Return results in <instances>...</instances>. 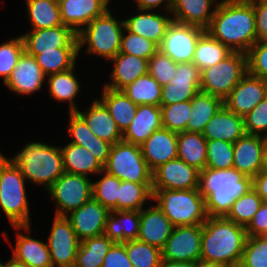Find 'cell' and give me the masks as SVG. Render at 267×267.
<instances>
[{"label": "cell", "instance_id": "obj_65", "mask_svg": "<svg viewBox=\"0 0 267 267\" xmlns=\"http://www.w3.org/2000/svg\"><path fill=\"white\" fill-rule=\"evenodd\" d=\"M0 267H3V263L1 262V260H0Z\"/></svg>", "mask_w": 267, "mask_h": 267}, {"label": "cell", "instance_id": "obj_40", "mask_svg": "<svg viewBox=\"0 0 267 267\" xmlns=\"http://www.w3.org/2000/svg\"><path fill=\"white\" fill-rule=\"evenodd\" d=\"M121 91L136 105H161L162 86L149 73L138 77Z\"/></svg>", "mask_w": 267, "mask_h": 267}, {"label": "cell", "instance_id": "obj_43", "mask_svg": "<svg viewBox=\"0 0 267 267\" xmlns=\"http://www.w3.org/2000/svg\"><path fill=\"white\" fill-rule=\"evenodd\" d=\"M77 56L78 48H56V51L37 54L35 59L47 77L73 68Z\"/></svg>", "mask_w": 267, "mask_h": 267}, {"label": "cell", "instance_id": "obj_21", "mask_svg": "<svg viewBox=\"0 0 267 267\" xmlns=\"http://www.w3.org/2000/svg\"><path fill=\"white\" fill-rule=\"evenodd\" d=\"M45 78L35 57L24 52L4 84L15 94L25 96L39 92L46 81Z\"/></svg>", "mask_w": 267, "mask_h": 267}, {"label": "cell", "instance_id": "obj_49", "mask_svg": "<svg viewBox=\"0 0 267 267\" xmlns=\"http://www.w3.org/2000/svg\"><path fill=\"white\" fill-rule=\"evenodd\" d=\"M239 267H267L265 236H247Z\"/></svg>", "mask_w": 267, "mask_h": 267}, {"label": "cell", "instance_id": "obj_28", "mask_svg": "<svg viewBox=\"0 0 267 267\" xmlns=\"http://www.w3.org/2000/svg\"><path fill=\"white\" fill-rule=\"evenodd\" d=\"M216 1L217 0H173L170 12L173 20L176 22L197 26L206 30L210 25L217 7L216 4L218 3H216Z\"/></svg>", "mask_w": 267, "mask_h": 267}, {"label": "cell", "instance_id": "obj_14", "mask_svg": "<svg viewBox=\"0 0 267 267\" xmlns=\"http://www.w3.org/2000/svg\"><path fill=\"white\" fill-rule=\"evenodd\" d=\"M199 178L200 170L177 157L152 172V189H196L199 187Z\"/></svg>", "mask_w": 267, "mask_h": 267}, {"label": "cell", "instance_id": "obj_26", "mask_svg": "<svg viewBox=\"0 0 267 267\" xmlns=\"http://www.w3.org/2000/svg\"><path fill=\"white\" fill-rule=\"evenodd\" d=\"M87 123L90 131L112 145L121 141L123 133L118 128L105 105L98 99L92 101L85 111H76Z\"/></svg>", "mask_w": 267, "mask_h": 267}, {"label": "cell", "instance_id": "obj_25", "mask_svg": "<svg viewBox=\"0 0 267 267\" xmlns=\"http://www.w3.org/2000/svg\"><path fill=\"white\" fill-rule=\"evenodd\" d=\"M246 134L244 117L236 115L224 105L206 124L202 135L206 140H224L234 143Z\"/></svg>", "mask_w": 267, "mask_h": 267}, {"label": "cell", "instance_id": "obj_6", "mask_svg": "<svg viewBox=\"0 0 267 267\" xmlns=\"http://www.w3.org/2000/svg\"><path fill=\"white\" fill-rule=\"evenodd\" d=\"M153 200L173 226L203 224L207 219L205 201L199 189H152Z\"/></svg>", "mask_w": 267, "mask_h": 267}, {"label": "cell", "instance_id": "obj_17", "mask_svg": "<svg viewBox=\"0 0 267 267\" xmlns=\"http://www.w3.org/2000/svg\"><path fill=\"white\" fill-rule=\"evenodd\" d=\"M267 97V81L247 73L223 100V105L236 115L245 117Z\"/></svg>", "mask_w": 267, "mask_h": 267}, {"label": "cell", "instance_id": "obj_24", "mask_svg": "<svg viewBox=\"0 0 267 267\" xmlns=\"http://www.w3.org/2000/svg\"><path fill=\"white\" fill-rule=\"evenodd\" d=\"M136 10H138L137 14L124 20L125 28L132 33L153 41L159 46L169 24L173 21L172 15H170L171 12H167V15H164L161 12L153 13L152 10Z\"/></svg>", "mask_w": 267, "mask_h": 267}, {"label": "cell", "instance_id": "obj_45", "mask_svg": "<svg viewBox=\"0 0 267 267\" xmlns=\"http://www.w3.org/2000/svg\"><path fill=\"white\" fill-rule=\"evenodd\" d=\"M103 177L93 181L92 198L109 211H117V198H119V188L121 180L112 176L104 170L99 173Z\"/></svg>", "mask_w": 267, "mask_h": 267}, {"label": "cell", "instance_id": "obj_3", "mask_svg": "<svg viewBox=\"0 0 267 267\" xmlns=\"http://www.w3.org/2000/svg\"><path fill=\"white\" fill-rule=\"evenodd\" d=\"M247 234L226 217H207L202 224L200 264H240Z\"/></svg>", "mask_w": 267, "mask_h": 267}, {"label": "cell", "instance_id": "obj_60", "mask_svg": "<svg viewBox=\"0 0 267 267\" xmlns=\"http://www.w3.org/2000/svg\"><path fill=\"white\" fill-rule=\"evenodd\" d=\"M160 267H200V264L192 262H171L162 260Z\"/></svg>", "mask_w": 267, "mask_h": 267}, {"label": "cell", "instance_id": "obj_63", "mask_svg": "<svg viewBox=\"0 0 267 267\" xmlns=\"http://www.w3.org/2000/svg\"><path fill=\"white\" fill-rule=\"evenodd\" d=\"M200 267H239V266L233 264L215 263V264H200Z\"/></svg>", "mask_w": 267, "mask_h": 267}, {"label": "cell", "instance_id": "obj_53", "mask_svg": "<svg viewBox=\"0 0 267 267\" xmlns=\"http://www.w3.org/2000/svg\"><path fill=\"white\" fill-rule=\"evenodd\" d=\"M248 73L267 81V40L257 41L247 53Z\"/></svg>", "mask_w": 267, "mask_h": 267}, {"label": "cell", "instance_id": "obj_47", "mask_svg": "<svg viewBox=\"0 0 267 267\" xmlns=\"http://www.w3.org/2000/svg\"><path fill=\"white\" fill-rule=\"evenodd\" d=\"M160 107L163 128L176 133L187 131V123L192 112L191 101Z\"/></svg>", "mask_w": 267, "mask_h": 267}, {"label": "cell", "instance_id": "obj_51", "mask_svg": "<svg viewBox=\"0 0 267 267\" xmlns=\"http://www.w3.org/2000/svg\"><path fill=\"white\" fill-rule=\"evenodd\" d=\"M207 168L228 169L233 167V143L224 140H207Z\"/></svg>", "mask_w": 267, "mask_h": 267}, {"label": "cell", "instance_id": "obj_57", "mask_svg": "<svg viewBox=\"0 0 267 267\" xmlns=\"http://www.w3.org/2000/svg\"><path fill=\"white\" fill-rule=\"evenodd\" d=\"M257 41L267 40V3L253 5Z\"/></svg>", "mask_w": 267, "mask_h": 267}, {"label": "cell", "instance_id": "obj_54", "mask_svg": "<svg viewBox=\"0 0 267 267\" xmlns=\"http://www.w3.org/2000/svg\"><path fill=\"white\" fill-rule=\"evenodd\" d=\"M244 124L246 134L267 137V97L244 117Z\"/></svg>", "mask_w": 267, "mask_h": 267}, {"label": "cell", "instance_id": "obj_20", "mask_svg": "<svg viewBox=\"0 0 267 267\" xmlns=\"http://www.w3.org/2000/svg\"><path fill=\"white\" fill-rule=\"evenodd\" d=\"M266 137L245 134L233 143V167L251 178L255 177L263 166V151Z\"/></svg>", "mask_w": 267, "mask_h": 267}, {"label": "cell", "instance_id": "obj_12", "mask_svg": "<svg viewBox=\"0 0 267 267\" xmlns=\"http://www.w3.org/2000/svg\"><path fill=\"white\" fill-rule=\"evenodd\" d=\"M47 239L53 267H74L80 240L66 216L55 215Z\"/></svg>", "mask_w": 267, "mask_h": 267}, {"label": "cell", "instance_id": "obj_10", "mask_svg": "<svg viewBox=\"0 0 267 267\" xmlns=\"http://www.w3.org/2000/svg\"><path fill=\"white\" fill-rule=\"evenodd\" d=\"M93 181L89 176L64 172L47 190L55 201V215L66 216L92 198Z\"/></svg>", "mask_w": 267, "mask_h": 267}, {"label": "cell", "instance_id": "obj_18", "mask_svg": "<svg viewBox=\"0 0 267 267\" xmlns=\"http://www.w3.org/2000/svg\"><path fill=\"white\" fill-rule=\"evenodd\" d=\"M109 210L91 198L66 217L70 220L73 230L80 241L103 235Z\"/></svg>", "mask_w": 267, "mask_h": 267}, {"label": "cell", "instance_id": "obj_13", "mask_svg": "<svg viewBox=\"0 0 267 267\" xmlns=\"http://www.w3.org/2000/svg\"><path fill=\"white\" fill-rule=\"evenodd\" d=\"M205 30L188 24L172 21L159 45V50L176 63L192 62L200 35Z\"/></svg>", "mask_w": 267, "mask_h": 267}, {"label": "cell", "instance_id": "obj_23", "mask_svg": "<svg viewBox=\"0 0 267 267\" xmlns=\"http://www.w3.org/2000/svg\"><path fill=\"white\" fill-rule=\"evenodd\" d=\"M168 217L155 204L140 210L138 240L162 249L173 229Z\"/></svg>", "mask_w": 267, "mask_h": 267}, {"label": "cell", "instance_id": "obj_9", "mask_svg": "<svg viewBox=\"0 0 267 267\" xmlns=\"http://www.w3.org/2000/svg\"><path fill=\"white\" fill-rule=\"evenodd\" d=\"M103 170L121 181L152 183V171L143 157L141 146L123 140L111 146Z\"/></svg>", "mask_w": 267, "mask_h": 267}, {"label": "cell", "instance_id": "obj_30", "mask_svg": "<svg viewBox=\"0 0 267 267\" xmlns=\"http://www.w3.org/2000/svg\"><path fill=\"white\" fill-rule=\"evenodd\" d=\"M68 134L71 143L89 150L103 165L106 163L112 144L95 136L84 119L76 112H69Z\"/></svg>", "mask_w": 267, "mask_h": 267}, {"label": "cell", "instance_id": "obj_1", "mask_svg": "<svg viewBox=\"0 0 267 267\" xmlns=\"http://www.w3.org/2000/svg\"><path fill=\"white\" fill-rule=\"evenodd\" d=\"M206 31L232 52L247 54L257 42L253 5L243 0H221Z\"/></svg>", "mask_w": 267, "mask_h": 267}, {"label": "cell", "instance_id": "obj_52", "mask_svg": "<svg viewBox=\"0 0 267 267\" xmlns=\"http://www.w3.org/2000/svg\"><path fill=\"white\" fill-rule=\"evenodd\" d=\"M177 63L168 55L158 50L148 60V73L161 85L168 84L174 77Z\"/></svg>", "mask_w": 267, "mask_h": 267}, {"label": "cell", "instance_id": "obj_31", "mask_svg": "<svg viewBox=\"0 0 267 267\" xmlns=\"http://www.w3.org/2000/svg\"><path fill=\"white\" fill-rule=\"evenodd\" d=\"M140 211H110L105 223L104 235L114 243L135 240L139 235Z\"/></svg>", "mask_w": 267, "mask_h": 267}, {"label": "cell", "instance_id": "obj_38", "mask_svg": "<svg viewBox=\"0 0 267 267\" xmlns=\"http://www.w3.org/2000/svg\"><path fill=\"white\" fill-rule=\"evenodd\" d=\"M113 244L104 234L80 241L74 267H102L104 257Z\"/></svg>", "mask_w": 267, "mask_h": 267}, {"label": "cell", "instance_id": "obj_46", "mask_svg": "<svg viewBox=\"0 0 267 267\" xmlns=\"http://www.w3.org/2000/svg\"><path fill=\"white\" fill-rule=\"evenodd\" d=\"M262 203L263 200L261 197L251 189L248 193L234 201L226 218L238 225L246 227Z\"/></svg>", "mask_w": 267, "mask_h": 267}, {"label": "cell", "instance_id": "obj_44", "mask_svg": "<svg viewBox=\"0 0 267 267\" xmlns=\"http://www.w3.org/2000/svg\"><path fill=\"white\" fill-rule=\"evenodd\" d=\"M125 249L133 267H160L161 249L138 239L125 242Z\"/></svg>", "mask_w": 267, "mask_h": 267}, {"label": "cell", "instance_id": "obj_22", "mask_svg": "<svg viewBox=\"0 0 267 267\" xmlns=\"http://www.w3.org/2000/svg\"><path fill=\"white\" fill-rule=\"evenodd\" d=\"M143 157L153 172L160 165L177 158V133L161 128L141 145Z\"/></svg>", "mask_w": 267, "mask_h": 267}, {"label": "cell", "instance_id": "obj_35", "mask_svg": "<svg viewBox=\"0 0 267 267\" xmlns=\"http://www.w3.org/2000/svg\"><path fill=\"white\" fill-rule=\"evenodd\" d=\"M207 140L199 132L177 133V157L189 166L203 170L207 165Z\"/></svg>", "mask_w": 267, "mask_h": 267}, {"label": "cell", "instance_id": "obj_19", "mask_svg": "<svg viewBox=\"0 0 267 267\" xmlns=\"http://www.w3.org/2000/svg\"><path fill=\"white\" fill-rule=\"evenodd\" d=\"M111 0H58L62 24L76 34L109 10Z\"/></svg>", "mask_w": 267, "mask_h": 267}, {"label": "cell", "instance_id": "obj_4", "mask_svg": "<svg viewBox=\"0 0 267 267\" xmlns=\"http://www.w3.org/2000/svg\"><path fill=\"white\" fill-rule=\"evenodd\" d=\"M20 168L3 154L0 156V208L18 231L30 233L31 218L26 182Z\"/></svg>", "mask_w": 267, "mask_h": 267}, {"label": "cell", "instance_id": "obj_56", "mask_svg": "<svg viewBox=\"0 0 267 267\" xmlns=\"http://www.w3.org/2000/svg\"><path fill=\"white\" fill-rule=\"evenodd\" d=\"M247 236H265L267 233V203L263 202L245 227Z\"/></svg>", "mask_w": 267, "mask_h": 267}, {"label": "cell", "instance_id": "obj_34", "mask_svg": "<svg viewBox=\"0 0 267 267\" xmlns=\"http://www.w3.org/2000/svg\"><path fill=\"white\" fill-rule=\"evenodd\" d=\"M100 101L105 105L118 128L124 133L133 121L138 105L134 104L121 90L102 88Z\"/></svg>", "mask_w": 267, "mask_h": 267}, {"label": "cell", "instance_id": "obj_48", "mask_svg": "<svg viewBox=\"0 0 267 267\" xmlns=\"http://www.w3.org/2000/svg\"><path fill=\"white\" fill-rule=\"evenodd\" d=\"M124 31L121 37L119 53H126L149 60L159 50V46L153 41L132 33L126 28Z\"/></svg>", "mask_w": 267, "mask_h": 267}, {"label": "cell", "instance_id": "obj_39", "mask_svg": "<svg viewBox=\"0 0 267 267\" xmlns=\"http://www.w3.org/2000/svg\"><path fill=\"white\" fill-rule=\"evenodd\" d=\"M31 30H40L63 25L57 0H25Z\"/></svg>", "mask_w": 267, "mask_h": 267}, {"label": "cell", "instance_id": "obj_55", "mask_svg": "<svg viewBox=\"0 0 267 267\" xmlns=\"http://www.w3.org/2000/svg\"><path fill=\"white\" fill-rule=\"evenodd\" d=\"M102 267H133L124 243H114L104 257Z\"/></svg>", "mask_w": 267, "mask_h": 267}, {"label": "cell", "instance_id": "obj_11", "mask_svg": "<svg viewBox=\"0 0 267 267\" xmlns=\"http://www.w3.org/2000/svg\"><path fill=\"white\" fill-rule=\"evenodd\" d=\"M202 224L174 226L161 249L162 260L200 264Z\"/></svg>", "mask_w": 267, "mask_h": 267}, {"label": "cell", "instance_id": "obj_7", "mask_svg": "<svg viewBox=\"0 0 267 267\" xmlns=\"http://www.w3.org/2000/svg\"><path fill=\"white\" fill-rule=\"evenodd\" d=\"M124 29V19H115L109 9L77 33L78 54L86 44L87 54L111 60L120 51Z\"/></svg>", "mask_w": 267, "mask_h": 267}, {"label": "cell", "instance_id": "obj_15", "mask_svg": "<svg viewBox=\"0 0 267 267\" xmlns=\"http://www.w3.org/2000/svg\"><path fill=\"white\" fill-rule=\"evenodd\" d=\"M173 79L162 86L161 105L191 101L201 91L200 70L193 62L177 63Z\"/></svg>", "mask_w": 267, "mask_h": 267}, {"label": "cell", "instance_id": "obj_16", "mask_svg": "<svg viewBox=\"0 0 267 267\" xmlns=\"http://www.w3.org/2000/svg\"><path fill=\"white\" fill-rule=\"evenodd\" d=\"M21 36L25 52L34 57L43 52L56 51V48H78L77 34L65 25L29 30Z\"/></svg>", "mask_w": 267, "mask_h": 267}, {"label": "cell", "instance_id": "obj_33", "mask_svg": "<svg viewBox=\"0 0 267 267\" xmlns=\"http://www.w3.org/2000/svg\"><path fill=\"white\" fill-rule=\"evenodd\" d=\"M64 172L88 176L103 171V164L83 146L69 142L60 147Z\"/></svg>", "mask_w": 267, "mask_h": 267}, {"label": "cell", "instance_id": "obj_27", "mask_svg": "<svg viewBox=\"0 0 267 267\" xmlns=\"http://www.w3.org/2000/svg\"><path fill=\"white\" fill-rule=\"evenodd\" d=\"M163 128L161 107L155 105H138L136 115L122 140L141 146L156 130Z\"/></svg>", "mask_w": 267, "mask_h": 267}, {"label": "cell", "instance_id": "obj_32", "mask_svg": "<svg viewBox=\"0 0 267 267\" xmlns=\"http://www.w3.org/2000/svg\"><path fill=\"white\" fill-rule=\"evenodd\" d=\"M16 233V245L11 246L12 257L27 267H53L47 242L34 239L21 231Z\"/></svg>", "mask_w": 267, "mask_h": 267}, {"label": "cell", "instance_id": "obj_58", "mask_svg": "<svg viewBox=\"0 0 267 267\" xmlns=\"http://www.w3.org/2000/svg\"><path fill=\"white\" fill-rule=\"evenodd\" d=\"M137 4V9H142V10H154L160 6H164L161 9H165L164 12H170L172 5H173V0H134Z\"/></svg>", "mask_w": 267, "mask_h": 267}, {"label": "cell", "instance_id": "obj_62", "mask_svg": "<svg viewBox=\"0 0 267 267\" xmlns=\"http://www.w3.org/2000/svg\"><path fill=\"white\" fill-rule=\"evenodd\" d=\"M261 171L267 174V137L263 151V166Z\"/></svg>", "mask_w": 267, "mask_h": 267}, {"label": "cell", "instance_id": "obj_8", "mask_svg": "<svg viewBox=\"0 0 267 267\" xmlns=\"http://www.w3.org/2000/svg\"><path fill=\"white\" fill-rule=\"evenodd\" d=\"M247 73V54L231 52L222 61L200 71V90L224 100Z\"/></svg>", "mask_w": 267, "mask_h": 267}, {"label": "cell", "instance_id": "obj_29", "mask_svg": "<svg viewBox=\"0 0 267 267\" xmlns=\"http://www.w3.org/2000/svg\"><path fill=\"white\" fill-rule=\"evenodd\" d=\"M110 61L114 65L109 77L111 82L105 83L103 87L122 90L138 77L148 73V60L134 55L118 53Z\"/></svg>", "mask_w": 267, "mask_h": 267}, {"label": "cell", "instance_id": "obj_59", "mask_svg": "<svg viewBox=\"0 0 267 267\" xmlns=\"http://www.w3.org/2000/svg\"><path fill=\"white\" fill-rule=\"evenodd\" d=\"M252 189L267 203V174L260 171L252 178Z\"/></svg>", "mask_w": 267, "mask_h": 267}, {"label": "cell", "instance_id": "obj_61", "mask_svg": "<svg viewBox=\"0 0 267 267\" xmlns=\"http://www.w3.org/2000/svg\"><path fill=\"white\" fill-rule=\"evenodd\" d=\"M3 267H27L20 261H17L14 257H11L7 262H3Z\"/></svg>", "mask_w": 267, "mask_h": 267}, {"label": "cell", "instance_id": "obj_64", "mask_svg": "<svg viewBox=\"0 0 267 267\" xmlns=\"http://www.w3.org/2000/svg\"><path fill=\"white\" fill-rule=\"evenodd\" d=\"M243 1L251 5L267 3V0H243Z\"/></svg>", "mask_w": 267, "mask_h": 267}, {"label": "cell", "instance_id": "obj_36", "mask_svg": "<svg viewBox=\"0 0 267 267\" xmlns=\"http://www.w3.org/2000/svg\"><path fill=\"white\" fill-rule=\"evenodd\" d=\"M75 66L69 70L47 76L48 92L52 99L58 102H68L69 112L77 111L79 108L75 98L80 91L79 80L75 77Z\"/></svg>", "mask_w": 267, "mask_h": 267}, {"label": "cell", "instance_id": "obj_37", "mask_svg": "<svg viewBox=\"0 0 267 267\" xmlns=\"http://www.w3.org/2000/svg\"><path fill=\"white\" fill-rule=\"evenodd\" d=\"M192 112L187 123L188 132L202 133L206 124L222 108L223 100L199 91L191 100Z\"/></svg>", "mask_w": 267, "mask_h": 267}, {"label": "cell", "instance_id": "obj_42", "mask_svg": "<svg viewBox=\"0 0 267 267\" xmlns=\"http://www.w3.org/2000/svg\"><path fill=\"white\" fill-rule=\"evenodd\" d=\"M153 200L152 183H134L121 181L119 198H117V211H140L144 203Z\"/></svg>", "mask_w": 267, "mask_h": 267}, {"label": "cell", "instance_id": "obj_50", "mask_svg": "<svg viewBox=\"0 0 267 267\" xmlns=\"http://www.w3.org/2000/svg\"><path fill=\"white\" fill-rule=\"evenodd\" d=\"M25 52L22 36L12 38L0 45V77L5 83Z\"/></svg>", "mask_w": 267, "mask_h": 267}, {"label": "cell", "instance_id": "obj_41", "mask_svg": "<svg viewBox=\"0 0 267 267\" xmlns=\"http://www.w3.org/2000/svg\"><path fill=\"white\" fill-rule=\"evenodd\" d=\"M232 51L206 30L200 35L195 48L193 63L201 71L222 61Z\"/></svg>", "mask_w": 267, "mask_h": 267}, {"label": "cell", "instance_id": "obj_2", "mask_svg": "<svg viewBox=\"0 0 267 267\" xmlns=\"http://www.w3.org/2000/svg\"><path fill=\"white\" fill-rule=\"evenodd\" d=\"M199 192L208 217H226L234 201L252 189V178L234 167L200 171Z\"/></svg>", "mask_w": 267, "mask_h": 267}, {"label": "cell", "instance_id": "obj_5", "mask_svg": "<svg viewBox=\"0 0 267 267\" xmlns=\"http://www.w3.org/2000/svg\"><path fill=\"white\" fill-rule=\"evenodd\" d=\"M22 148L10 159L28 181L48 189L64 173L60 146L32 141Z\"/></svg>", "mask_w": 267, "mask_h": 267}]
</instances>
